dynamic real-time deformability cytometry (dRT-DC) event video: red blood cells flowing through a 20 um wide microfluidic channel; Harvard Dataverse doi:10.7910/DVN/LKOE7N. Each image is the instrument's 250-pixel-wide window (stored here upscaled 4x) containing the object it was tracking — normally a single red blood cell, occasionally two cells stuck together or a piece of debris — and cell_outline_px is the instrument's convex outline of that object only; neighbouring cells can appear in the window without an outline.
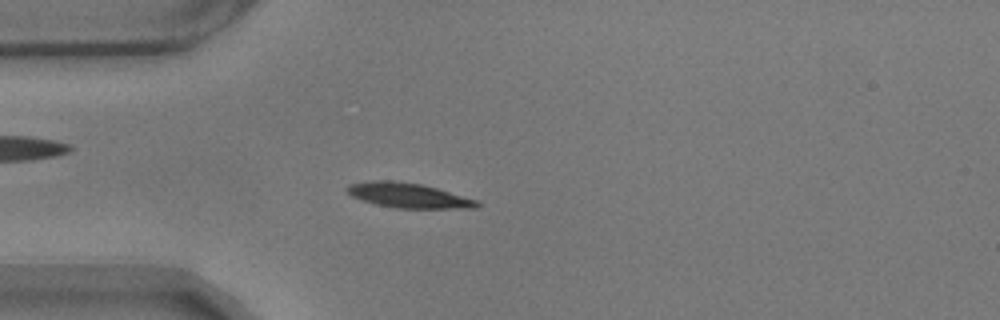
{"species": "common noctule bat (a hibernating species)", "species_latin": "Nyctalus noctula", "temperature_condition": "warm", "stored_images_in_passage": 57, "camera_frame_rate_fps": 3000, "um_per_image_px": 0.085, "animal": {"sex": "male", "body_mass_g": 17.9}, "frame": {"image": 1, "passage_image": 15, "time_ms": 4.667, "image_size_px": [1000, 320], "cell_outline_px": [[480, 204], [476, 208], [396, 208], [376, 204], [352, 196], [344, 188], [348, 184], [372, 180], [392, 180], [420, 184], [436, 188], [476, 200]], "centroid_in_image_um": [34.66, 16.6], "position_along_channel_um": 50.3, "area_um2": 18.55}}
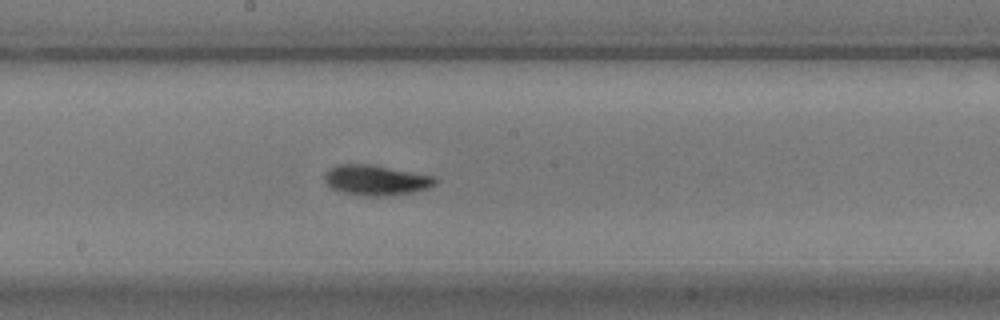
{"frame": {"image": 2, "passage_image": 30, "time_ms": 9.667, "image_size_px": [1000, 320], "cell_outline_px": [[440, 180], [436, 184], [428, 188], [416, 192], [384, 196], [364, 196], [340, 192], [332, 188], [324, 180], [324, 172], [328, 168], [336, 164], [372, 164], [436, 176]], "centroid_in_image_um": [31.98, 15.3], "position_along_channel_um": 216.2, "area_um2": 20.0}}
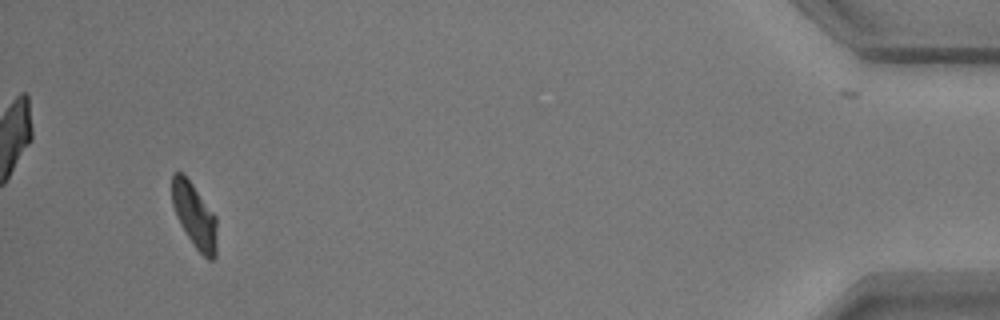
{"frame": {"image": 3, "passage_image": 54, "time_ms": 17.667, "image_size_px": [1000, 320], "cell_outline_px": [[216, 256], [212, 260], [208, 260], [196, 248], [180, 224], [176, 216], [172, 204], [172, 172], [180, 172], [192, 184], [216, 216]], "centroid_in_image_um": [16.53, 18.33], "position_along_channel_um": 418.7, "area_um2": 16.65}, "authors_computed_cell_mechanics": {"area_um2": 17.8024, "velocity_mm_per_s": 3.4902, "shape_relaxation_time_tau1_ms": 2.3265, "shape_relaxation_time_tau2_ms": 2.7108, "deformation_change_tau1": 0.144, "deformation_change_tau2": 0.0672}}